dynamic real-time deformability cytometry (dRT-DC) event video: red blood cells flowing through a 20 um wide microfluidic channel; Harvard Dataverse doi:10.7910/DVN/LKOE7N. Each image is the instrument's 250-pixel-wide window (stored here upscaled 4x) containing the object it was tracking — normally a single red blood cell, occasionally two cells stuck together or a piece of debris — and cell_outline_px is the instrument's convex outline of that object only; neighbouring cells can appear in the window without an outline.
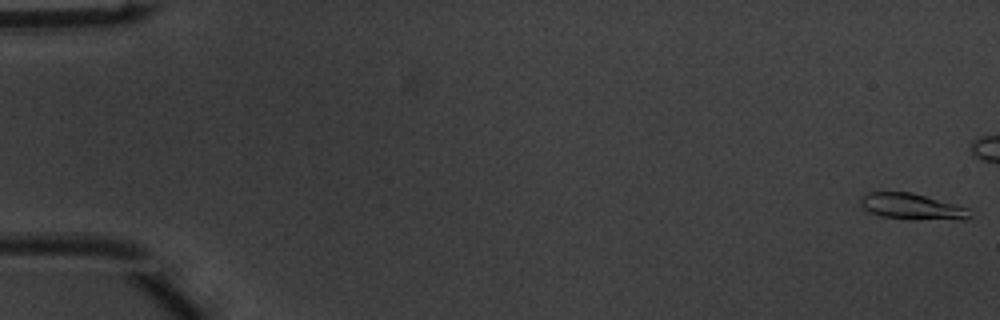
{"species": "common noctule bat (a hibernating species)", "species_latin": "Nyctalus noctula", "temperature_condition": "warm", "stored_images_in_passage": 52, "camera_frame_rate_fps": 3000, "um_per_image_px": 0.085, "animal": {"sex": "male", "body_mass_g": 20.1, "forearm_length_mm": 53.5}, "frame": {"image": 1, "passage_image": 1, "time_ms": 0.0, "image_size_px": [1000, 320], "cell_outline_px": [[972, 216], [968, 220], [960, 220], [880, 216], [868, 212], [860, 204], [860, 196], [868, 192], [912, 192], [956, 204], [968, 208]], "centroid_in_image_um": [77.53, 17.53], "position_along_channel_um": 7.5, "area_um2": 16.42}}
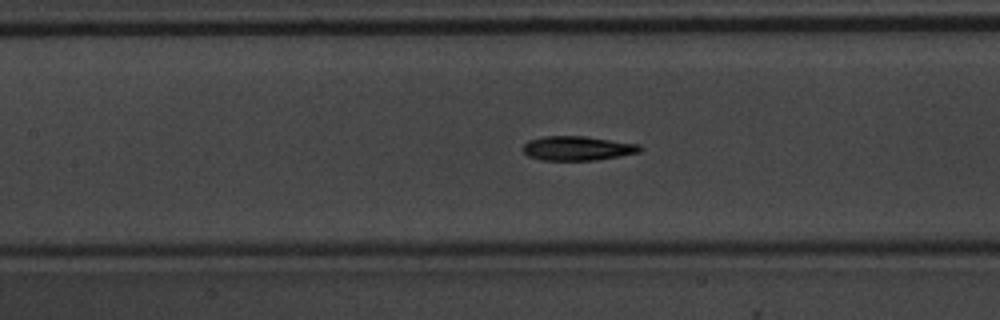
{"frame": {"image": 2, "passage_image": 24, "time_ms": 7.667, "image_size_px": [1000, 320], "cell_outline_px": [[644, 148], [640, 152], [620, 156], [596, 160], [540, 160], [528, 156], [524, 152], [524, 144], [528, 140], [544, 136], [584, 136], [640, 144]], "centroid_in_image_um": [49.11, 12.6], "position_along_channel_um": 158.3, "area_um2": 16.65}}
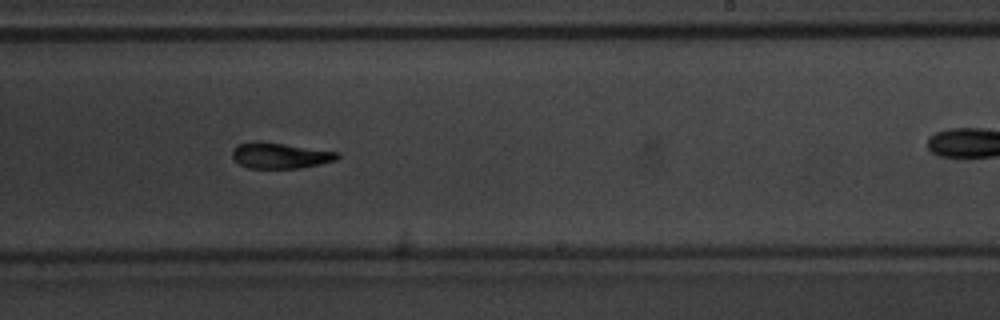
{"frame": {"image": 3, "passage_image": 32, "time_ms": 10.333, "image_size_px": [1000, 320], "cell_outline_px": [[340, 156], [336, 160], [320, 164], [300, 168], [248, 168], [240, 164], [232, 156], [232, 148], [236, 144], [252, 140], [260, 140], [340, 152]], "centroid_in_image_um": [23.78, 13.19], "position_along_channel_um": 265.2, "area_um2": 16.13}, "authors_computed_cell_mechanics": {"area_um2": 16.3574, "velocity_mm_per_s": 4.0237, "shape_relaxation_time_tau1_ms": 3.072, "shape_relaxation_time_tau2_ms": 3.6821, "deformation_change_tau1": 0.1523, "deformation_change_tau2": 0.115}}